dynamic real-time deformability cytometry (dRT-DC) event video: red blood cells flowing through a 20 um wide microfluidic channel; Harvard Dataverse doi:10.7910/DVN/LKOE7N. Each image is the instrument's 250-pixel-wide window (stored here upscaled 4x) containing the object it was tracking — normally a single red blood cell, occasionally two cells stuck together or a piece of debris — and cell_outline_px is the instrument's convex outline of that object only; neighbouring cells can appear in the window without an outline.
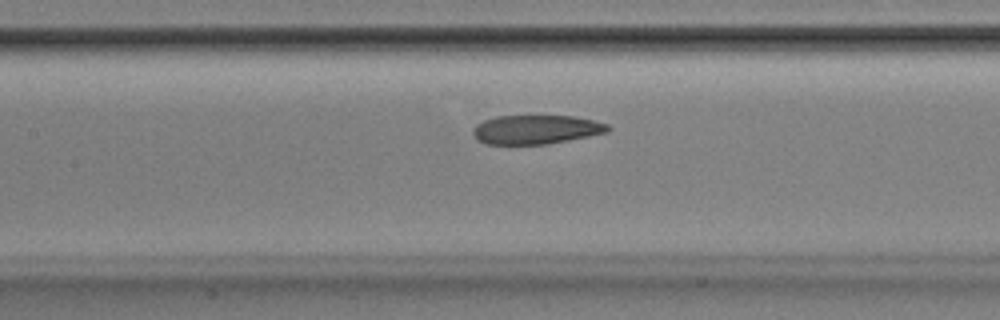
{"species": "Egyptian fruit bat (a non-hibernating species)", "species_latin": "Rousettus aegyptiacus", "temperature_condition": "room temperature", "stored_images_in_passage": 36, "camera_frame_rate_fps": 3000, "um_per_image_px": 0.085, "animal": {"sex": "male"}, "frame": {"image": 1, "passage_image": 8, "time_ms": 2.333, "image_size_px": [1000, 320], "cell_outline_px": [[612, 128], [608, 132], [548, 144], [484, 144], [472, 132], [476, 124], [484, 120], [496, 116], [572, 116], [592, 120], [608, 124]], "centroid_in_image_um": [45.58, 11.01], "position_along_channel_um": 161.8, "area_um2": 22.66}}
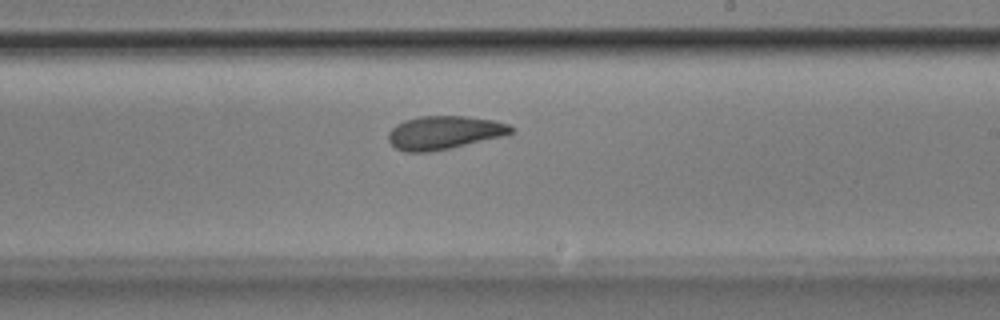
{"frame": {"image": 2, "passage_image": 15, "time_ms": 4.667, "image_size_px": [1000, 320], "cell_outline_px": [[516, 132], [508, 136], [428, 152], [404, 152], [396, 148], [388, 140], [388, 132], [396, 124], [404, 120], [420, 116], [464, 116], [492, 120], [508, 124], [516, 128]], "centroid_in_image_um": [37.8, 11.27], "position_along_channel_um": 251.2, "area_um2": 24.1}}
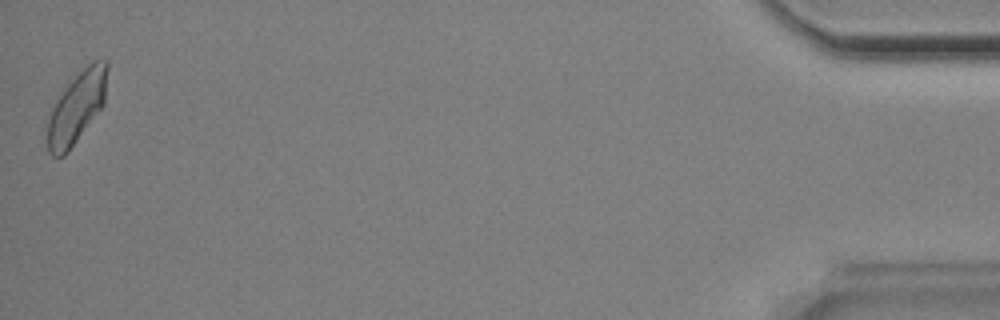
{"frame": {"image": 3, "passage_image": 36, "time_ms": 11.667, "image_size_px": [1000, 320], "cell_outline_px": [[108, 68], [104, 104], [68, 152], [64, 156], [52, 156], [48, 152], [48, 120], [52, 108], [56, 100], [68, 84], [92, 60], [108, 60]], "centroid_in_image_um": [6.54, 9.12], "position_along_channel_um": 428.7, "area_um2": 24.51}, "authors_computed_cell_mechanics": {"area_um2": 24.0448, "velocity_mm_per_s": 3.8496, "shape_relaxation_time_tau1_ms": null, "shape_relaxation_time_tau2_ms": 2.673, "deformation_change_tau1": null, "deformation_change_tau2": 0.0907}}